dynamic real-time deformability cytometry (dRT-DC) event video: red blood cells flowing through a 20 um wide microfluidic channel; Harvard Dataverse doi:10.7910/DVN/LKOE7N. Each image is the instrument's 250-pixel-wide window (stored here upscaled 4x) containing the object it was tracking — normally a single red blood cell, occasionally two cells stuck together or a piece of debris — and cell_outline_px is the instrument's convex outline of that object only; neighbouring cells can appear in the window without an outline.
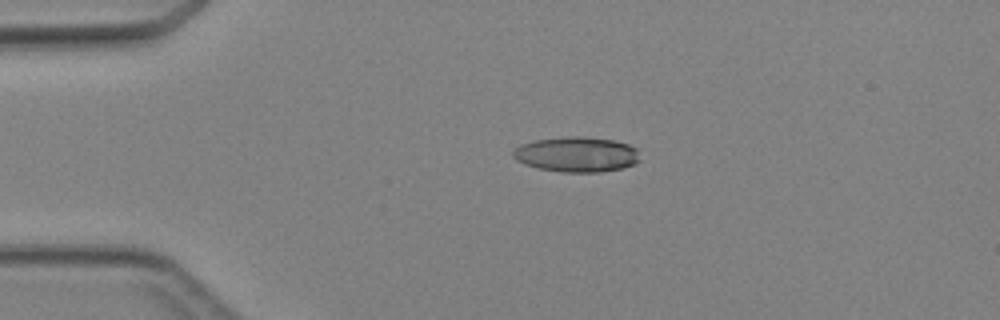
{"species": "Egyptian fruit bat (a non-hibernating species)", "species_latin": "Rousettus aegyptiacus", "temperature_condition": "cold", "stored_images_in_passage": 46, "camera_frame_rate_fps": 3000, "um_per_image_px": 0.085, "animal": {"sex": "female"}, "frame": {"image": 1, "passage_image": 10, "time_ms": 3.0, "image_size_px": [1000, 320], "cell_outline_px": [[640, 160], [636, 164], [624, 168], [600, 172], [564, 172], [540, 168], [524, 164], [516, 160], [512, 156], [512, 152], [520, 144], [532, 140], [568, 136], [584, 136], [616, 140], [628, 144], [636, 148]], "centroid_in_image_um": [49.03, 13.11], "position_along_channel_um": 36.0, "area_um2": 26.3}}
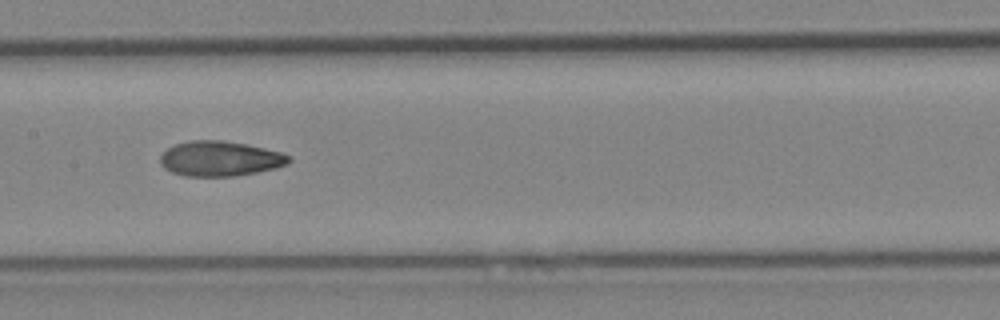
{"frame": {"image": 2, "passage_image": 23, "time_ms": 7.333, "image_size_px": [1000, 320], "cell_outline_px": [[292, 160], [276, 168], [256, 172], [232, 176], [184, 176], [172, 172], [164, 168], [160, 164], [160, 156], [168, 148], [176, 144], [188, 140], [224, 140], [264, 148], [280, 152], [292, 156]], "centroid_in_image_um": [18.68, 13.48], "position_along_channel_um": 188.7, "area_um2": 26.18}}
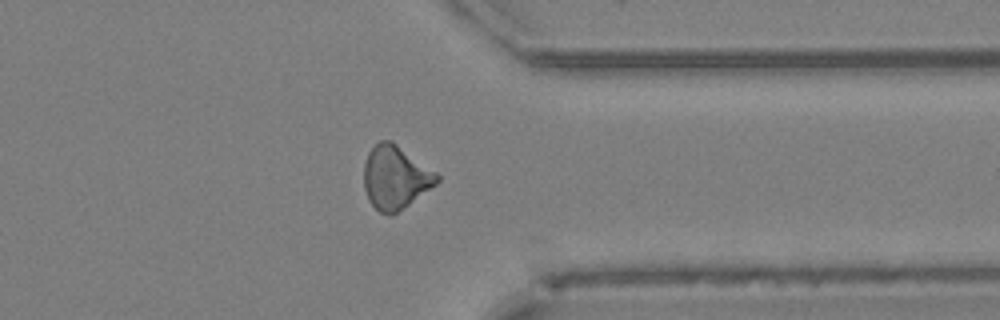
{"frame": {"image": 3, "passage_image": 36, "time_ms": 11.667, "image_size_px": [1000, 320], "cell_outline_px": [[440, 180], [436, 184], [392, 216], [388, 216], [380, 212], [368, 200], [364, 188], [364, 164], [368, 152], [380, 140], [392, 140], [436, 172], [440, 176]], "centroid_in_image_um": [33.59, 15.08], "position_along_channel_um": 377.8, "area_um2": 26.93}}